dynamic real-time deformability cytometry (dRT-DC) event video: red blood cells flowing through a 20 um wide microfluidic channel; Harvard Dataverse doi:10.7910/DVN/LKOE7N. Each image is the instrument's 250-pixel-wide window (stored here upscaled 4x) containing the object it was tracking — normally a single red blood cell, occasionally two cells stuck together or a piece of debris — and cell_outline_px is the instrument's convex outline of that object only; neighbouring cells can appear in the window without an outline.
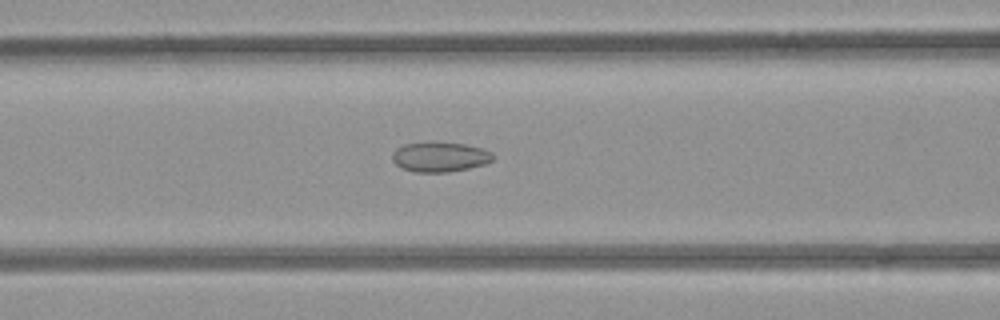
{"species": "common noctule bat (a hibernating species)", "species_latin": "Nyctalus noctula", "temperature_condition": "room temperature", "stored_images_in_passage": 45, "camera_frame_rate_fps": 3000, "um_per_image_px": 0.085, "animal": {"sex": "female", "body_mass_g": 21.9}, "frame": {"image": 1, "passage_image": 21, "time_ms": 6.667, "image_size_px": [1000, 320], "cell_outline_px": [[496, 156], [492, 160], [484, 164], [468, 168], [448, 172], [416, 172], [404, 168], [396, 164], [392, 160], [392, 152], [396, 148], [404, 144], [464, 144], [480, 148], [492, 152]], "centroid_in_image_um": [37.4, 13.36], "position_along_channel_um": 129.2, "area_um2": 16.94}}
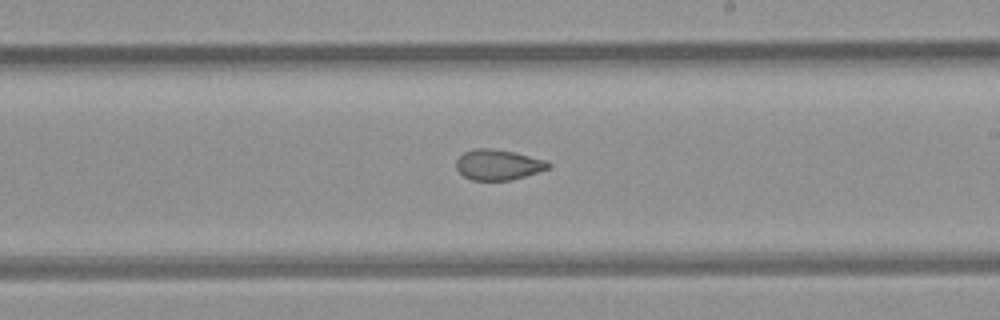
{"frame": {"image": 2, "passage_image": 30, "time_ms": 9.667, "image_size_px": [1000, 320], "cell_outline_px": [[552, 164], [548, 168], [512, 180], [472, 180], [464, 176], [456, 168], [456, 160], [464, 152], [472, 148], [492, 148], [512, 152], [548, 160]], "centroid_in_image_um": [42.33, 13.99], "position_along_channel_um": 246.7, "area_um2": 16.3}}
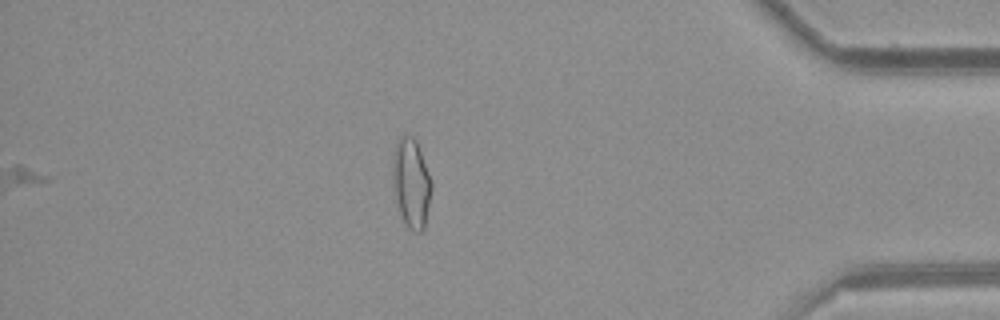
{"frame": {"image": 3, "passage_image": 45, "time_ms": 14.667, "image_size_px": [1000, 320], "cell_outline_px": [[432, 188], [424, 228], [420, 232], [412, 232], [408, 228], [396, 204], [392, 184], [392, 156], [396, 140], [404, 132], [412, 136], [416, 140], [432, 180]], "centroid_in_image_um": [34.93, 15.5], "position_along_channel_um": 400.3, "area_um2": 20.69}, "authors_computed_cell_mechanics": {"area_um2": 17.918, "velocity_mm_per_s": 3.9085, "shape_relaxation_time_tau1_ms": null, "shape_relaxation_time_tau2_ms": 2.3906, "deformation_change_tau1": null, "deformation_change_tau2": 0.0831}}